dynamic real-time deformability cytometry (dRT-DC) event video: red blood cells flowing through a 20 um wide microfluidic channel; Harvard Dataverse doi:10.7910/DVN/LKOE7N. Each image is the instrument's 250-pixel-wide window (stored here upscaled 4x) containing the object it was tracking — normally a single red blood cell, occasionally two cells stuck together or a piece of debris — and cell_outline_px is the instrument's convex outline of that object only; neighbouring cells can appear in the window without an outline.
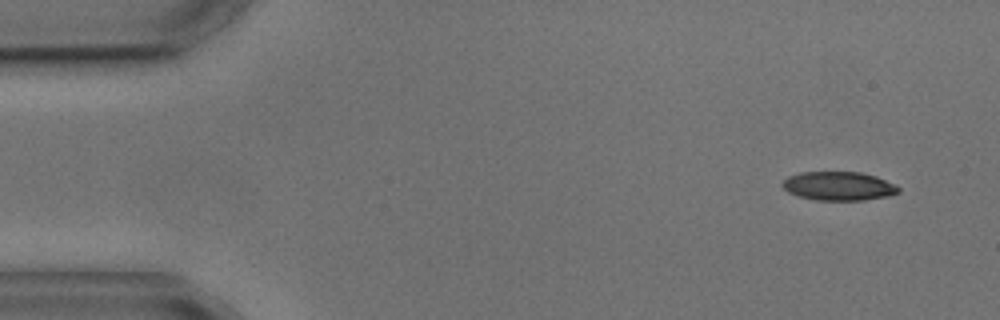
{"species": "common noctule bat (a hibernating species)", "species_latin": "Nyctalus noctula", "temperature_condition": "cold", "stored_images_in_passage": 3, "camera_frame_rate_fps": 3000, "um_per_image_px": 0.085, "animal": {"sex": "male", "body_mass_g": 17.9, "forearm_length_mm": 54.2}, "frame": {"image": 1, "passage_image": 1, "time_ms": 0.0, "image_size_px": [1000, 320], "cell_outline_px": [[900, 192], [888, 196], [864, 200], [816, 200], [796, 196], [788, 192], [780, 184], [788, 176], [800, 172], [860, 172], [876, 176], [896, 184], [900, 188]], "centroid_in_image_um": [71.28, 15.81], "position_along_channel_um": 13.7, "area_um2": 19.65}}
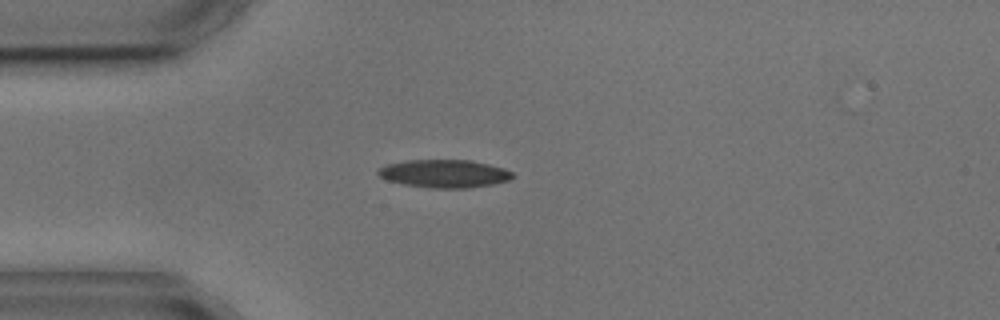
{"frame": {"image": 2, "passage_image": 2, "time_ms": 3.333, "image_size_px": [1000, 320], "cell_outline_px": [[512, 176], [508, 180], [492, 184], [468, 188], [432, 188], [404, 184], [388, 180], [380, 176], [376, 172], [380, 168], [388, 164], [408, 160], [472, 160], [504, 168], [512, 172]], "centroid_in_image_um": [37.77, 14.75], "position_along_channel_um": 47.2, "area_um2": 21.68}}